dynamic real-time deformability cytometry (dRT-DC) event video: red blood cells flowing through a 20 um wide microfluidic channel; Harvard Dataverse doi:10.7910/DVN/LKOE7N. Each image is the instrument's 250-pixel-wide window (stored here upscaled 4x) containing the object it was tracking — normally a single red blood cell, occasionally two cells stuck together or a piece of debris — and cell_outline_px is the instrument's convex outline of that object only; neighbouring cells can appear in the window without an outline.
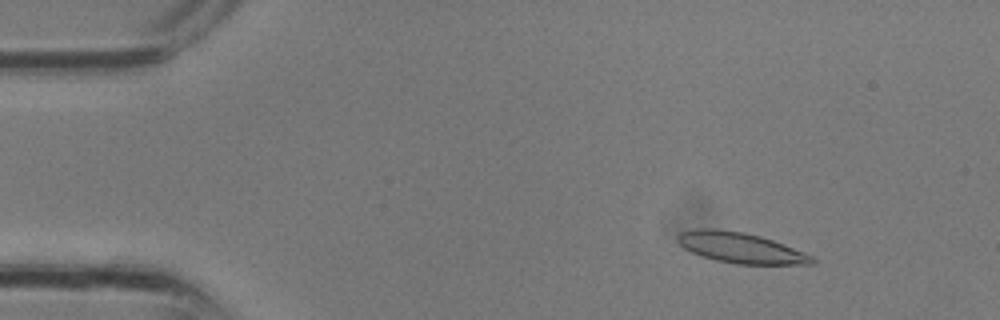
{"species": "common noctule bat (a hibernating species)", "species_latin": "Nyctalus noctula", "temperature_condition": "room temperature", "stored_images_in_passage": 13, "camera_frame_rate_fps": 3000, "um_per_image_px": 0.085, "animal": {"sex": "male", "body_mass_g": 13.3}, "frame": {"image": 1, "passage_image": 4, "time_ms": 1.0, "image_size_px": [1000, 320], "cell_outline_px": [[816, 260], [812, 264], [736, 264], [716, 260], [692, 252], [684, 248], [676, 240], [676, 236], [680, 232], [696, 228], [712, 228], [744, 232], [760, 236], [784, 244], [812, 256]], "centroid_in_image_um": [62.91, 21.05], "position_along_channel_um": 22.1, "area_um2": 23.76}}
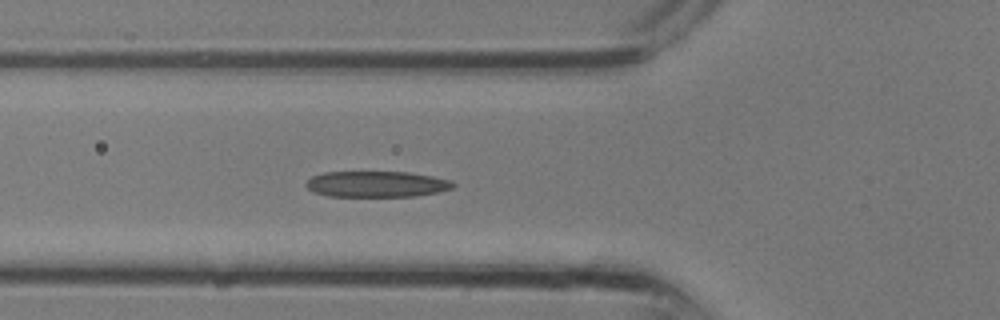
{"frame": {"image": 2, "passage_image": 11, "time_ms": 3.333, "image_size_px": [1000, 320], "cell_outline_px": [[456, 184], [452, 188], [440, 192], [416, 196], [328, 196], [316, 192], [308, 188], [304, 184], [312, 176], [324, 172], [408, 172], [432, 176], [452, 180]], "centroid_in_image_um": [32.05, 15.65], "position_along_channel_um": 93.7, "area_um2": 22.25}}
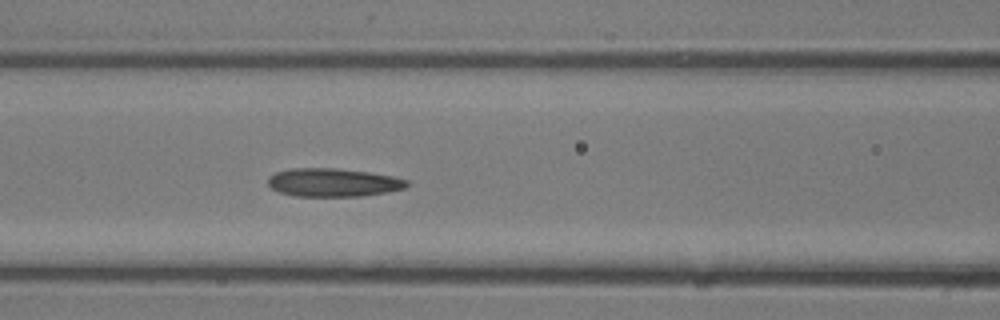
{"frame": {"image": 3, "passage_image": 13, "time_ms": 4.0, "image_size_px": [1000, 320], "cell_outline_px": [[412, 184], [408, 188], [388, 192], [360, 196], [296, 196], [280, 192], [272, 188], [268, 184], [268, 176], [276, 172], [292, 168], [340, 168], [368, 172], [392, 176], [408, 180]], "centroid_in_image_um": [28.37, 15.51], "position_along_channel_um": 138.2, "area_um2": 23.12}}